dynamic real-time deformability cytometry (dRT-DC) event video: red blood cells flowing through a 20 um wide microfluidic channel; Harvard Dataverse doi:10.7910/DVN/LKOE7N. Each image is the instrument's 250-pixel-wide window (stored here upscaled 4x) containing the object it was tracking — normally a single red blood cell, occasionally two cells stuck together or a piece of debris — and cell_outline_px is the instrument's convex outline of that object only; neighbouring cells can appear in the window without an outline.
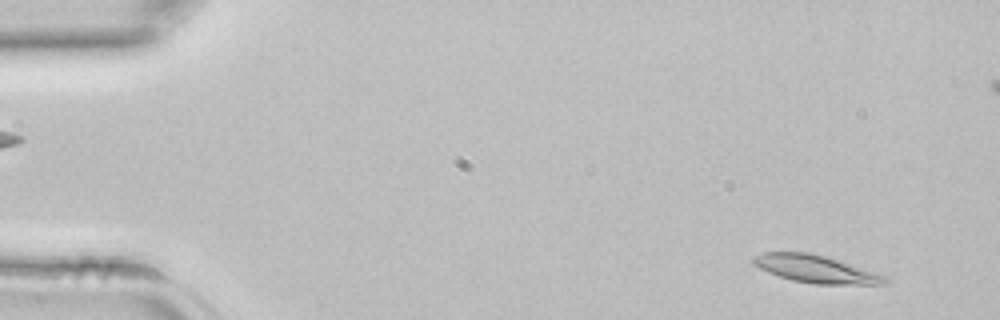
{"species": "common noctule bat (a hibernating species)", "species_latin": "Nyctalus noctula", "temperature_condition": "room temperature", "stored_images_in_passage": 13, "camera_frame_rate_fps": 3000, "um_per_image_px": 0.085, "animal": {"sex": "female", "body_mass_g": 22.7, "forearm_length_mm": 54.2}, "frame": {"image": 1, "passage_image": 3, "time_ms": 0.667, "image_size_px": [1000, 320], "cell_outline_px": [[888, 280], [884, 284], [816, 284], [792, 280], [768, 272], [752, 264], [752, 256], [760, 252], [808, 252], [824, 256], [876, 272], [888, 276]], "centroid_in_image_um": [69.3, 22.86], "position_along_channel_um": 15.7, "area_um2": 21.04}}